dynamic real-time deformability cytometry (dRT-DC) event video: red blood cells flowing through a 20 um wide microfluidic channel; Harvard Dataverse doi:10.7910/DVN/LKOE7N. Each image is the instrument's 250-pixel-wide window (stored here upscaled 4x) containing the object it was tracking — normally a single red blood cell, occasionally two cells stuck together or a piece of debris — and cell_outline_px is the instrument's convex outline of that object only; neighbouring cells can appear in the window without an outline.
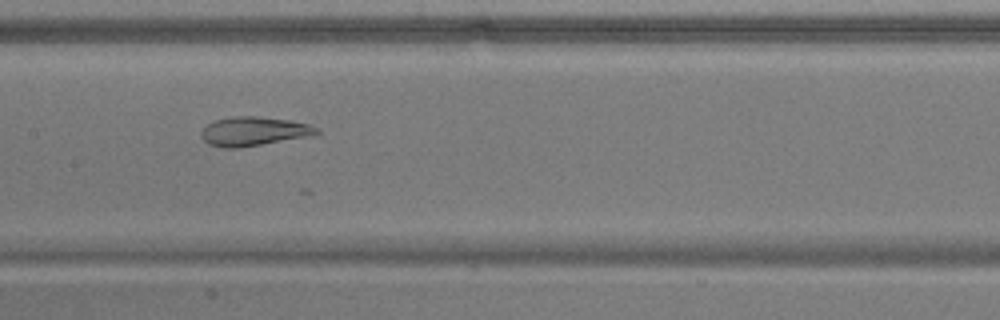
{"species": "common noctule bat (a hibernating species)", "species_latin": "Nyctalus noctula", "temperature_condition": "warm", "stored_images_in_passage": 46, "camera_frame_rate_fps": 3000, "um_per_image_px": 0.085, "animal": {"sex": "male", "body_mass_g": 17.9}, "frame": {"image": 1, "passage_image": 19, "time_ms": 6.0, "image_size_px": [1000, 320], "cell_outline_px": [[320, 132], [304, 136], [260, 144], [236, 148], [224, 148], [208, 144], [200, 136], [200, 132], [208, 124], [216, 120], [236, 116], [260, 116], [288, 120], [308, 124], [320, 128]], "centroid_in_image_um": [21.51, 11.15], "position_along_channel_um": 185.9, "area_um2": 19.07}}
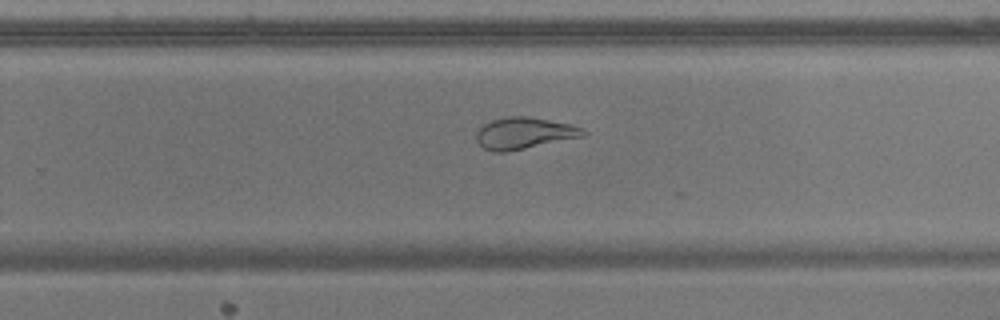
{"frame": {"image": 2, "passage_image": 27, "time_ms": 8.667, "image_size_px": [1000, 320], "cell_outline_px": [[588, 136], [508, 152], [492, 152], [484, 148], [476, 140], [476, 132], [484, 124], [492, 120], [508, 116], [528, 116], [572, 124], [584, 128], [588, 132]], "centroid_in_image_um": [44.63, 11.33], "position_along_channel_um": 285.2, "area_um2": 20.11}}
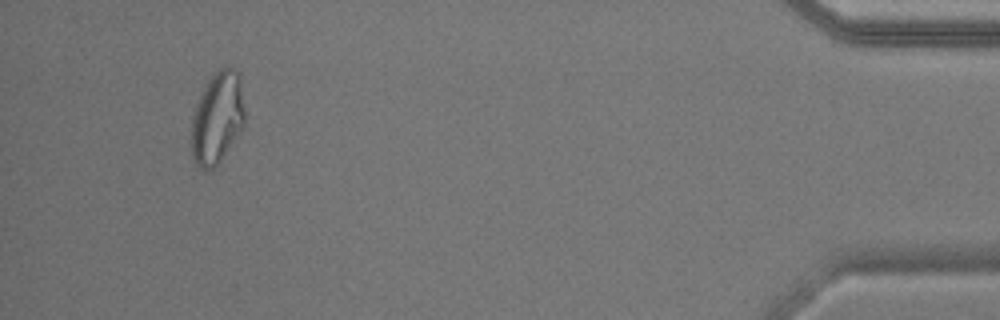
{"frame": {"image": 3, "passage_image": 43, "time_ms": 14.0, "image_size_px": [1000, 320], "cell_outline_px": [[244, 128], [220, 160], [208, 172], [200, 168], [196, 164], [192, 156], [192, 116], [196, 104], [208, 80], [216, 68], [224, 64], [228, 64], [240, 72], [244, 108]], "centroid_in_image_um": [18.49, 9.95], "position_along_channel_um": 416.7, "area_um2": 29.02}, "authors_computed_cell_mechanics": {"area_um2": 24.4494, "velocity_mm_per_s": 3.7417, "shape_relaxation_time_tau1_ms": null, "shape_relaxation_time_tau2_ms": 1.6705, "deformation_change_tau1": null, "deformation_change_tau2": 0.0761}}